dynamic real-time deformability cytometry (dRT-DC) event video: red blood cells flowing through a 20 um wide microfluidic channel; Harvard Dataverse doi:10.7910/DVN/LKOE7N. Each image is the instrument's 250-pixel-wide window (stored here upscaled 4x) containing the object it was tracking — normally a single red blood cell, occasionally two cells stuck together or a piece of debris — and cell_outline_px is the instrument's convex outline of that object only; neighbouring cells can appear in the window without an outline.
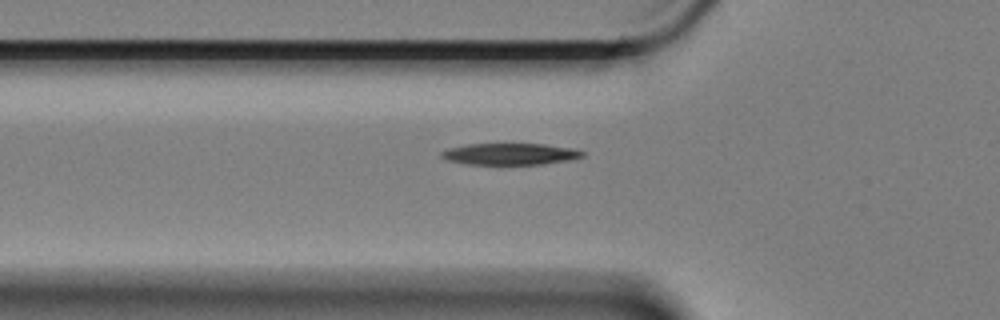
{"species": "Egyptian fruit bat (a non-hibernating species)", "species_latin": "Rousettus aegyptiacus", "temperature_condition": "cold", "stored_images_in_passage": 6, "camera_frame_rate_fps": 3000, "um_per_image_px": 0.085, "animal": {"sex": "female"}, "frame": {"image": 1, "passage_image": 6, "time_ms": 1.667, "image_size_px": [1000, 320], "cell_outline_px": [[584, 156], [568, 160], [540, 164], [468, 164], [448, 160], [440, 156], [440, 152], [448, 148], [468, 144], [544, 144], [572, 148], [584, 152]], "centroid_in_image_um": [43.33, 13.08], "position_along_channel_um": 82.5, "area_um2": 17.51}}